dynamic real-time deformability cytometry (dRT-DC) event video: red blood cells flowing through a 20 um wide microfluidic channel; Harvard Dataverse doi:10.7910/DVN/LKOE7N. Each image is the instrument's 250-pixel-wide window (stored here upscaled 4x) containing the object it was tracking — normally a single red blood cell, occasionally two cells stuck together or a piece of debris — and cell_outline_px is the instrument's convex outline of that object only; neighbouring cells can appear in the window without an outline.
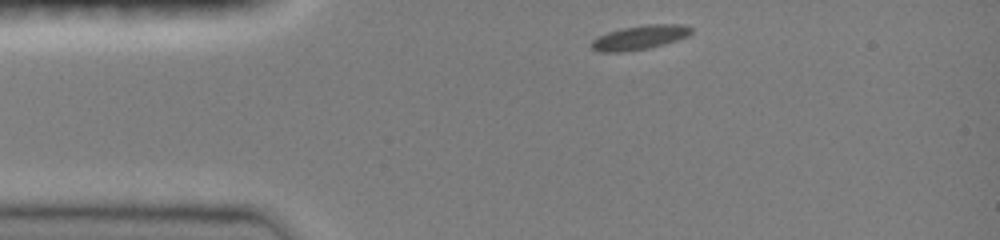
{"species": "common noctule bat (a hibernating species)", "species_latin": "Nyctalus noctula", "temperature_condition": "room temperature", "stored_images_in_passage": 35, "camera_frame_rate_fps": 3000, "um_per_image_px": 0.085, "animal": {"sex": "female", "body_mass_g": 19.0, "forearm_length_mm": 51.5}, "frame": {"image": 1, "passage_image": 1, "time_ms": 0.0, "image_size_px": [1000, 240], "cell_outline_px": [[692, 32], [688, 36], [664, 44], [648, 48], [620, 52], [600, 52], [592, 48], [592, 40], [608, 32], [624, 28], [644, 24], [680, 24], [692, 28]], "centroid_in_image_um": [54.39, 3.18], "position_along_channel_um": 30.6, "area_um2": 13.87}}
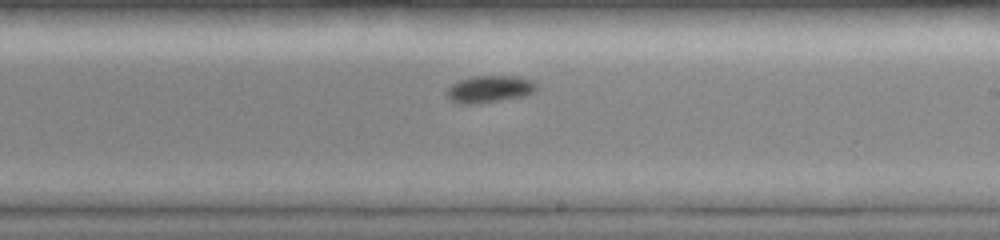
{"frame": {"image": 2, "passage_image": 20, "time_ms": 6.333, "image_size_px": [1000, 240], "cell_outline_px": [[536, 88], [528, 96], [480, 104], [460, 104], [448, 100], [444, 92], [452, 84], [460, 80], [472, 76], [520, 76], [532, 80], [536, 84]], "centroid_in_image_um": [41.58, 7.59], "position_along_channel_um": 247.4, "area_um2": 14.57}}
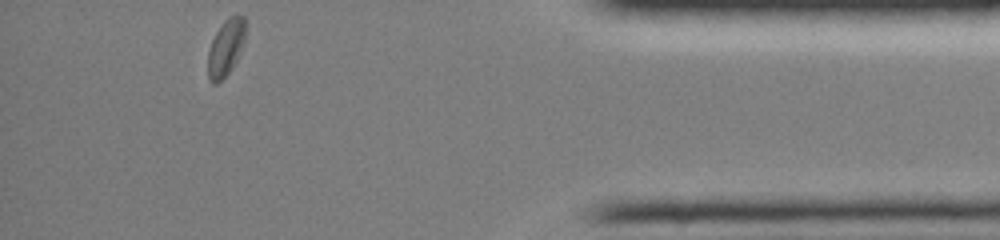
{"frame": {"image": 3, "passage_image": 35, "time_ms": 11.333, "image_size_px": [1000, 240], "cell_outline_px": [[244, 44], [232, 68], [216, 84], [212, 84], [208, 80], [208, 52], [212, 40], [216, 32], [224, 20], [228, 16], [244, 16]], "centroid_in_image_um": [19.17, 4.07], "position_along_channel_um": 416.0, "area_um2": 12.2}, "authors_computed_cell_mechanics": {"area_um2": 13.872, "velocity_mm_per_s": 4.0204, "shape_relaxation_time_tau1_ms": 3.7518, "shape_relaxation_time_tau2_ms": null, "deformation_change_tau1": 0.0937, "deformation_change_tau2": null}}